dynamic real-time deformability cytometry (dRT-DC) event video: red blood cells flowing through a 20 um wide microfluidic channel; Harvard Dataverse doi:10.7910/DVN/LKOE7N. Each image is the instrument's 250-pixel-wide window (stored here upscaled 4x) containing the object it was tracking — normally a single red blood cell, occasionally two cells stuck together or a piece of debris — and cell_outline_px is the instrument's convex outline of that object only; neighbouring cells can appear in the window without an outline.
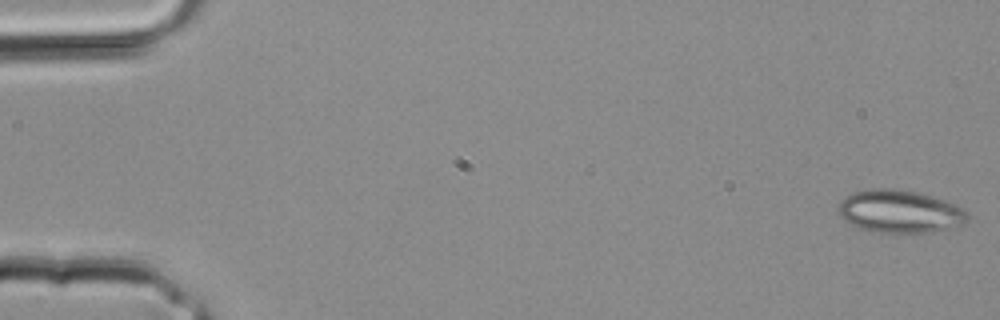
{"species": "common noctule bat (a hibernating species)", "species_latin": "Nyctalus noctula", "temperature_condition": "room temperature", "stored_images_in_passage": 3, "camera_frame_rate_fps": 3000, "um_per_image_px": 0.085, "animal": {"sex": "male", "body_mass_g": 20.4}, "frame": {"image": 1, "passage_image": 1, "time_ms": 0.0, "image_size_px": [1000, 320], "cell_outline_px": [[968, 220], [964, 224], [932, 232], [872, 232], [848, 224], [836, 212], [836, 204], [844, 196], [852, 192], [872, 188], [892, 188], [916, 192], [932, 196], [956, 204], [964, 208], [968, 212]], "centroid_in_image_um": [76.42, 17.96], "position_along_channel_um": 8.6, "area_um2": 32.71}}